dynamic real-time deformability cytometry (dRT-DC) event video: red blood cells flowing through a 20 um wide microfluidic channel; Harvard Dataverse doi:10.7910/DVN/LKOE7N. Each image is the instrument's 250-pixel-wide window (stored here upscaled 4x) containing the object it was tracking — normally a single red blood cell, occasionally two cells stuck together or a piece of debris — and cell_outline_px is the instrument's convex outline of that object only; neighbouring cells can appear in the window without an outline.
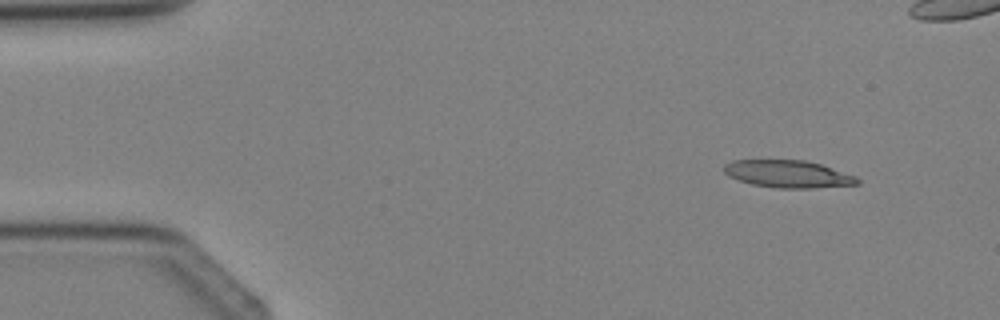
{"species": "Egyptian fruit bat (a non-hibernating species)", "species_latin": "Rousettus aegyptiacus", "temperature_condition": "cold", "stored_images_in_passage": 4, "camera_frame_rate_fps": 3000, "um_per_image_px": 0.085, "animal": {"sex": "female"}, "frame": {"image": 1, "passage_image": 1, "time_ms": 0.0, "image_size_px": [1000, 320], "cell_outline_px": [[860, 184], [812, 188], [780, 188], [752, 184], [728, 176], [724, 172], [724, 164], [732, 160], [804, 160], [820, 164], [856, 176], [860, 180]], "centroid_in_image_um": [66.99, 14.78], "position_along_channel_um": 18.0, "area_um2": 21.15}}